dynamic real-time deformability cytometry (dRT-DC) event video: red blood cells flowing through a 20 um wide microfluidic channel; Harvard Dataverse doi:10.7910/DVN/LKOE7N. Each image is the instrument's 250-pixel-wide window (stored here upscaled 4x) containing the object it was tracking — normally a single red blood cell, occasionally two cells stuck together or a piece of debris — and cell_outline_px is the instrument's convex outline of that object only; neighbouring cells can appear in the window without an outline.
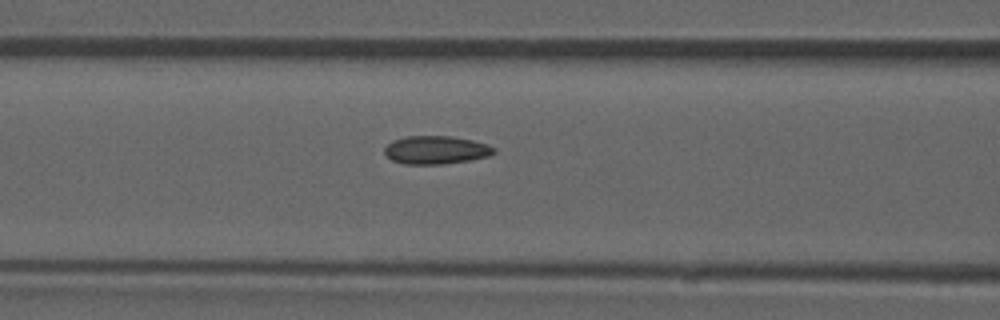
{"species": "common noctule bat (a hibernating species)", "species_latin": "Nyctalus noctula", "temperature_condition": "room temperature", "stored_images_in_passage": 44, "camera_frame_rate_fps": 3000, "um_per_image_px": 0.085, "animal": {"sex": "male", "forearm_length_mm": 52.5}, "frame": {"image": 1, "passage_image": 13, "time_ms": 4.0, "image_size_px": [1000, 320], "cell_outline_px": [[496, 152], [488, 156], [468, 160], [444, 164], [404, 164], [392, 160], [384, 152], [384, 148], [392, 140], [404, 136], [452, 136], [472, 140], [488, 144], [496, 148]], "centroid_in_image_um": [37.06, 12.74], "position_along_channel_um": 129.5, "area_um2": 18.03}, "authors_computed_cell_mechanics": {"area_um2": 17.4556, "velocity_mm_per_s": 3.8927, "shape_relaxation_time_tau1_ms": null, "shape_relaxation_time_tau2_ms": 1.7119, "deformation_change_tau1": null, "deformation_change_tau2": 0.0702}}